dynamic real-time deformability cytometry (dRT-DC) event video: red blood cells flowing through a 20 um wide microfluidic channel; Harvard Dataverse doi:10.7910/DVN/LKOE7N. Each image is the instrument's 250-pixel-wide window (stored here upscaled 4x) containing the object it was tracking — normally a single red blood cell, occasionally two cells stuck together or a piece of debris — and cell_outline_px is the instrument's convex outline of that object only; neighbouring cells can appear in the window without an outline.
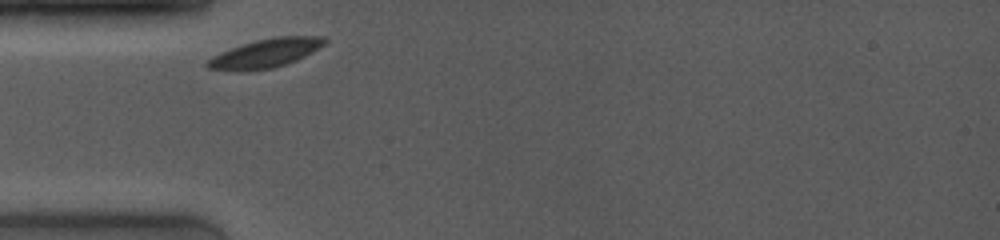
{"species": "common noctule bat (a hibernating species)", "species_latin": "Nyctalus noctula", "temperature_condition": "room temperature", "stored_images_in_passage": 29, "camera_frame_rate_fps": 4000, "um_per_image_px": 0.085, "animal": {"sex": "female", "body_mass_g": 19.0, "forearm_length_mm": 53.3}, "frame": {"image": 1, "passage_image": 1, "time_ms": 0.0, "image_size_px": [1000, 240], "cell_outline_px": [[328, 40], [324, 44], [312, 52], [296, 60], [272, 68], [240, 72], [208, 68], [204, 64], [212, 56], [220, 52], [256, 40], [276, 36], [324, 36]], "centroid_in_image_um": [22.55, 4.53], "position_along_channel_um": 62.4, "area_um2": 19.59}}
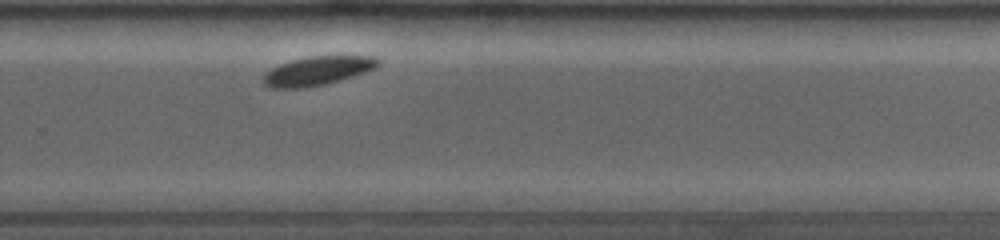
{"frame": {"image": 2, "passage_image": 20, "time_ms": 6.5, "image_size_px": [1000, 240], "cell_outline_px": [[380, 64], [364, 72], [324, 84], [304, 88], [272, 88], [264, 84], [264, 76], [272, 68], [280, 64], [292, 60], [308, 56], [372, 56], [380, 60]], "centroid_in_image_um": [26.97, 6.01], "position_along_channel_um": 302.8, "area_um2": 18.84}}
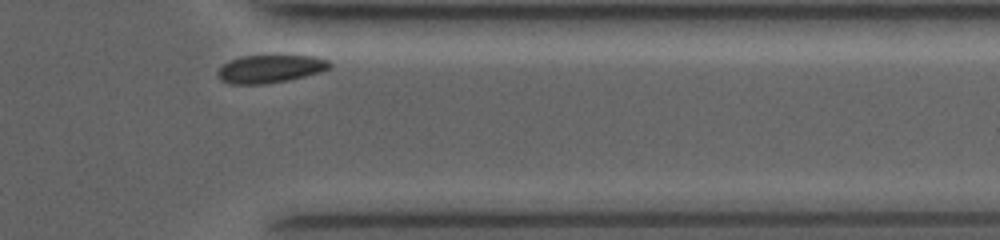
{"frame": {"image": 3, "passage_image": 27, "time_ms": 8.75, "image_size_px": [1000, 240], "cell_outline_px": [[332, 68], [320, 72], [288, 80], [264, 84], [232, 84], [220, 80], [220, 68], [224, 64], [232, 60], [244, 56], [316, 56], [328, 60], [332, 64]], "centroid_in_image_um": [23.04, 5.85], "position_along_channel_um": 388.4, "area_um2": 17.92}, "authors_computed_cell_mechanics": {"area_um2": 19.5364, "velocity_mm_per_s": 3.7221, "shape_relaxation_time_tau1_ms": 1.1206, "shape_relaxation_time_tau2_ms": null, "deformation_change_tau1": 0.049, "deformation_change_tau2": null}}